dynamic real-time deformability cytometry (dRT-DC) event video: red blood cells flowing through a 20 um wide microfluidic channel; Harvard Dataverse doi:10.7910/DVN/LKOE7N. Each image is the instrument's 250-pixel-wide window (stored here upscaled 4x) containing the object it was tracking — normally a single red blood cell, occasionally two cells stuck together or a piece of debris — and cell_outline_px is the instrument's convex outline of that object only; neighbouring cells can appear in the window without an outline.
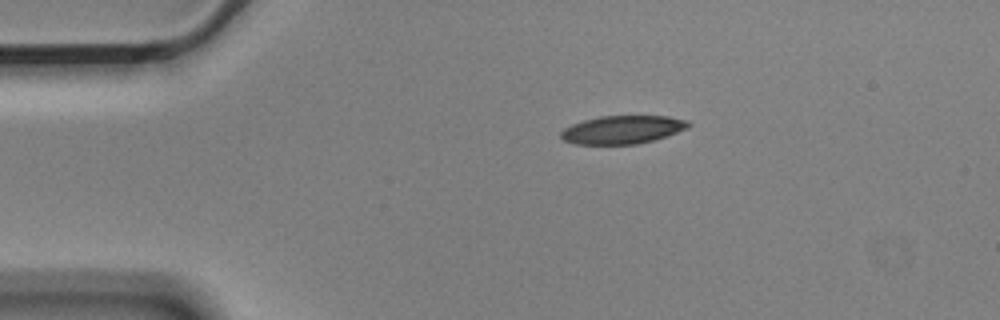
{"species": "Egyptian fruit bat (a non-hibernating species)", "species_latin": "Rousettus aegyptiacus", "temperature_condition": "cold", "stored_images_in_passage": 7, "camera_frame_rate_fps": 3000, "um_per_image_px": 0.085, "animal": {"sex": "male"}, "frame": {"image": 1, "passage_image": 1, "time_ms": 0.0, "image_size_px": [1000, 320], "cell_outline_px": [[692, 124], [688, 128], [652, 140], [636, 144], [576, 144], [564, 140], [560, 136], [560, 132], [564, 128], [572, 124], [584, 120], [600, 116], [668, 116], [688, 120]], "centroid_in_image_um": [52.91, 11.01], "position_along_channel_um": 32.1, "area_um2": 20.81}}
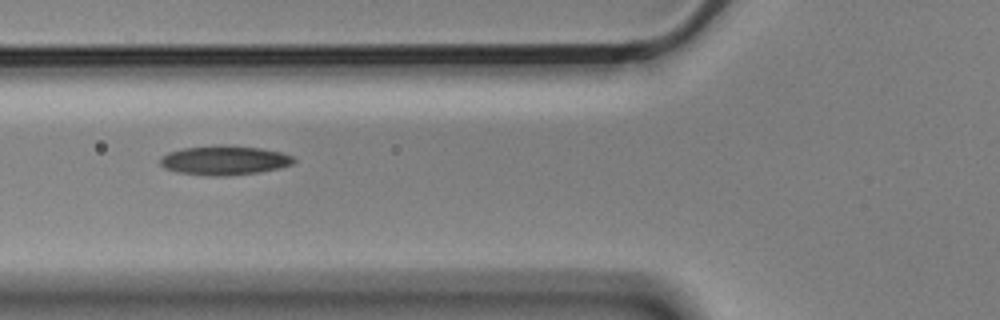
{"frame": {"image": 2, "passage_image": 4, "time_ms": 1.0, "image_size_px": [1000, 320], "cell_outline_px": [[296, 160], [292, 164], [280, 168], [260, 172], [228, 176], [208, 176], [176, 172], [164, 168], [160, 164], [160, 156], [168, 152], [184, 148], [224, 144], [260, 148], [280, 152], [292, 156]], "centroid_in_image_um": [19.05, 13.63], "position_along_channel_um": 106.7, "area_um2": 23.06}}
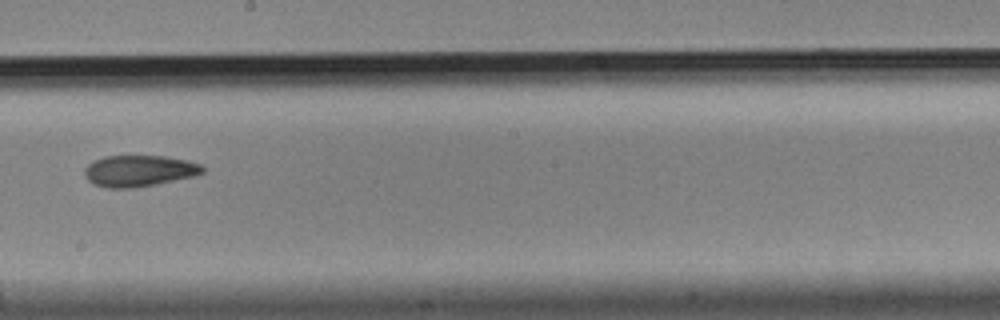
{"frame": {"image": 3, "passage_image": 7, "time_ms": 2.0, "image_size_px": [1000, 320], "cell_outline_px": [[204, 172], [196, 176], [156, 184], [132, 188], [108, 188], [92, 184], [84, 176], [84, 168], [92, 160], [104, 156], [164, 156], [188, 160], [200, 164], [204, 168]], "centroid_in_image_um": [11.8, 14.52], "position_along_channel_um": 236.4, "area_um2": 21.79}}